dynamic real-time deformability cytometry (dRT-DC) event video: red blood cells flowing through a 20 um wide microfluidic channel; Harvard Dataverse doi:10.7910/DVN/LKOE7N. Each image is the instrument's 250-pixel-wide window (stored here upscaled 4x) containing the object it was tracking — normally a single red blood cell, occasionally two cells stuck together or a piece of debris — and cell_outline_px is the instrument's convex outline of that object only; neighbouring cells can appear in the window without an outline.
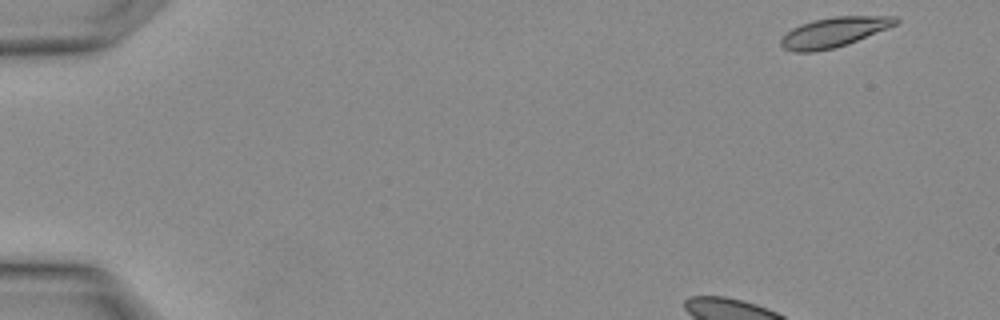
{"species": "Egyptian fruit bat (a non-hibernating species)", "species_latin": "Rousettus aegyptiacus", "temperature_condition": "warm", "stored_images_in_passage": 4, "camera_frame_rate_fps": 3000, "um_per_image_px": 0.085, "animal": {"sex": "female"}, "frame": {"image": 1, "passage_image": 4, "time_ms": 1.0, "image_size_px": [1000, 320], "cell_outline_px": [[900, 20], [896, 24], [888, 28], [848, 44], [816, 52], [796, 52], [784, 48], [780, 44], [780, 40], [792, 28], [800, 24], [812, 20], [836, 16], [896, 16]], "centroid_in_image_um": [70.89, 2.73], "position_along_channel_um": 14.1, "area_um2": 19.88}}